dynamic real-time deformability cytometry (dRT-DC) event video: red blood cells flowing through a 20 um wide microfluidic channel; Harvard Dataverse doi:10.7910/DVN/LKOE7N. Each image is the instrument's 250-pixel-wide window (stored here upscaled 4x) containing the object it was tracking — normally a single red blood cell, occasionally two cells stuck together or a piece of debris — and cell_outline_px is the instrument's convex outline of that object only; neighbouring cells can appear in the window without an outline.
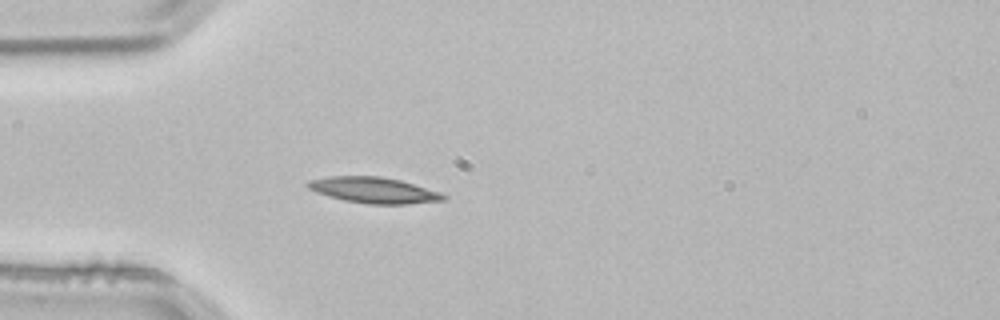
{"species": "common noctule bat (a hibernating species)", "species_latin": "Nyctalus noctula", "temperature_condition": "room temperature", "stored_images_in_passage": 4, "camera_frame_rate_fps": 3000, "um_per_image_px": 0.085, "animal": {"sex": "male", "body_mass_g": 21.5, "forearm_length_mm": 52.0}, "frame": {"image": 1, "passage_image": 4, "time_ms": 1.0, "image_size_px": [1000, 320], "cell_outline_px": [[448, 196], [444, 200], [408, 204], [368, 204], [344, 200], [316, 192], [308, 188], [304, 184], [308, 180], [328, 176], [380, 176], [400, 180], [440, 192]], "centroid_in_image_um": [31.75, 16.16], "position_along_channel_um": 53.3, "area_um2": 20.46}}